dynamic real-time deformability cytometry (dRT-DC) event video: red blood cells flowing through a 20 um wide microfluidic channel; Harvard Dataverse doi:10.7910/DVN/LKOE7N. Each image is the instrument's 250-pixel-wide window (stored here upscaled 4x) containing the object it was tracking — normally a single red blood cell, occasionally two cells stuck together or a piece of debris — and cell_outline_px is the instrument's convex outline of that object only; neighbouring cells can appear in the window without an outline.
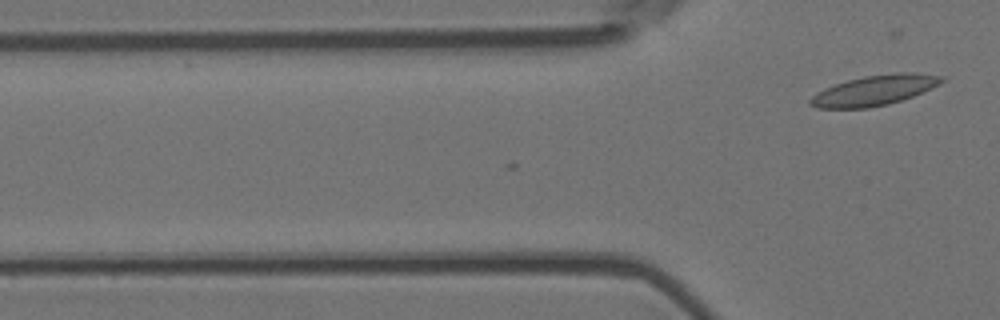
{"species": "Egyptian fruit bat (a non-hibernating species)", "species_latin": "Rousettus aegyptiacus", "temperature_condition": "room temperature", "stored_images_in_passage": 5, "camera_frame_rate_fps": 3000, "um_per_image_px": 0.085, "animal": {"sex": "female"}, "frame": {"image": 1, "passage_image": 5, "time_ms": 1.333, "image_size_px": [1000, 320], "cell_outline_px": [[944, 80], [940, 84], [932, 88], [912, 96], [888, 104], [868, 108], [816, 108], [808, 104], [808, 100], [816, 92], [824, 88], [848, 80], [864, 76], [896, 72], [912, 72], [944, 76]], "centroid_in_image_um": [74.3, 7.67], "position_along_channel_um": 51.5, "area_um2": 23.12}}